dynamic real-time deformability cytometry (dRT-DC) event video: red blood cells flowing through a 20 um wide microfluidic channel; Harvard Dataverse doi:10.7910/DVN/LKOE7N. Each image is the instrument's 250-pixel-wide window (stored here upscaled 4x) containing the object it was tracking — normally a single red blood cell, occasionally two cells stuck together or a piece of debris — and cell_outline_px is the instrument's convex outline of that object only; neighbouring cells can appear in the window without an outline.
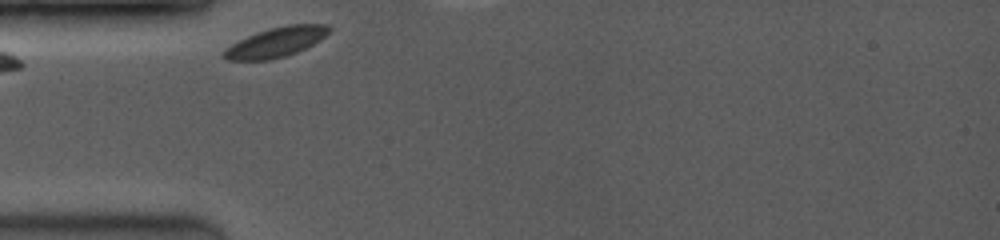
{"species": "common noctule bat (a hibernating species)", "species_latin": "Nyctalus noctula", "temperature_condition": "room temperature", "stored_images_in_passage": 6, "camera_frame_rate_fps": 3500, "um_per_image_px": 0.085, "animal": {"sex": "female", "body_mass_g": 19.0, "forearm_length_mm": 53.3}, "frame": {"image": 1, "passage_image": 1, "time_ms": 0.0, "image_size_px": [1000, 240], "cell_outline_px": [[332, 28], [320, 40], [296, 52], [272, 60], [228, 60], [220, 56], [232, 44], [256, 32], [268, 28], [288, 24], [328, 24]], "centroid_in_image_um": [23.47, 3.57], "position_along_channel_um": 61.5, "area_um2": 18.09}}